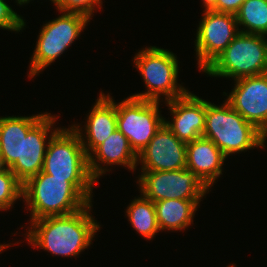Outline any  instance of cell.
<instances>
[{"instance_id": "obj_1", "label": "cell", "mask_w": 267, "mask_h": 267, "mask_svg": "<svg viewBox=\"0 0 267 267\" xmlns=\"http://www.w3.org/2000/svg\"><path fill=\"white\" fill-rule=\"evenodd\" d=\"M92 202L84 208L67 215L48 216L30 221L25 235L28 244L50 254L79 257L91 246L101 225L90 212Z\"/></svg>"}, {"instance_id": "obj_2", "label": "cell", "mask_w": 267, "mask_h": 267, "mask_svg": "<svg viewBox=\"0 0 267 267\" xmlns=\"http://www.w3.org/2000/svg\"><path fill=\"white\" fill-rule=\"evenodd\" d=\"M42 172L52 178L71 182L90 202L93 186L98 183L91 175L88 155L73 128H61L49 139Z\"/></svg>"}, {"instance_id": "obj_3", "label": "cell", "mask_w": 267, "mask_h": 267, "mask_svg": "<svg viewBox=\"0 0 267 267\" xmlns=\"http://www.w3.org/2000/svg\"><path fill=\"white\" fill-rule=\"evenodd\" d=\"M223 102L220 106L206 101L203 137L212 140L226 157L255 147L264 149L267 137Z\"/></svg>"}, {"instance_id": "obj_4", "label": "cell", "mask_w": 267, "mask_h": 267, "mask_svg": "<svg viewBox=\"0 0 267 267\" xmlns=\"http://www.w3.org/2000/svg\"><path fill=\"white\" fill-rule=\"evenodd\" d=\"M22 201L30 210V221L74 213L91 202L69 181L40 172L22 189Z\"/></svg>"}, {"instance_id": "obj_5", "label": "cell", "mask_w": 267, "mask_h": 267, "mask_svg": "<svg viewBox=\"0 0 267 267\" xmlns=\"http://www.w3.org/2000/svg\"><path fill=\"white\" fill-rule=\"evenodd\" d=\"M146 47L139 50L132 61L140 72L147 91L135 93L131 97L157 102H163L164 99L165 103L188 93L189 90L178 83L177 55L161 47Z\"/></svg>"}, {"instance_id": "obj_6", "label": "cell", "mask_w": 267, "mask_h": 267, "mask_svg": "<svg viewBox=\"0 0 267 267\" xmlns=\"http://www.w3.org/2000/svg\"><path fill=\"white\" fill-rule=\"evenodd\" d=\"M266 38L265 35L239 32L203 72L210 77L232 80L266 74Z\"/></svg>"}, {"instance_id": "obj_7", "label": "cell", "mask_w": 267, "mask_h": 267, "mask_svg": "<svg viewBox=\"0 0 267 267\" xmlns=\"http://www.w3.org/2000/svg\"><path fill=\"white\" fill-rule=\"evenodd\" d=\"M60 12L61 16L48 21L40 29L36 47L30 58L28 77L39 75L78 39L90 18L81 13Z\"/></svg>"}, {"instance_id": "obj_8", "label": "cell", "mask_w": 267, "mask_h": 267, "mask_svg": "<svg viewBox=\"0 0 267 267\" xmlns=\"http://www.w3.org/2000/svg\"><path fill=\"white\" fill-rule=\"evenodd\" d=\"M160 102L128 96L117 102V129L138 155L165 122Z\"/></svg>"}, {"instance_id": "obj_9", "label": "cell", "mask_w": 267, "mask_h": 267, "mask_svg": "<svg viewBox=\"0 0 267 267\" xmlns=\"http://www.w3.org/2000/svg\"><path fill=\"white\" fill-rule=\"evenodd\" d=\"M139 191L152 202L167 199L201 200L211 191L187 168L175 171H141Z\"/></svg>"}, {"instance_id": "obj_10", "label": "cell", "mask_w": 267, "mask_h": 267, "mask_svg": "<svg viewBox=\"0 0 267 267\" xmlns=\"http://www.w3.org/2000/svg\"><path fill=\"white\" fill-rule=\"evenodd\" d=\"M196 31L194 48L200 72H203L240 32L236 15L213 10H203Z\"/></svg>"}, {"instance_id": "obj_11", "label": "cell", "mask_w": 267, "mask_h": 267, "mask_svg": "<svg viewBox=\"0 0 267 267\" xmlns=\"http://www.w3.org/2000/svg\"><path fill=\"white\" fill-rule=\"evenodd\" d=\"M232 91L223 92L232 108L267 137V73L234 80Z\"/></svg>"}, {"instance_id": "obj_12", "label": "cell", "mask_w": 267, "mask_h": 267, "mask_svg": "<svg viewBox=\"0 0 267 267\" xmlns=\"http://www.w3.org/2000/svg\"><path fill=\"white\" fill-rule=\"evenodd\" d=\"M58 116L46 112L22 138L20 159L9 168L22 184L42 171L49 139L60 129L54 126Z\"/></svg>"}, {"instance_id": "obj_13", "label": "cell", "mask_w": 267, "mask_h": 267, "mask_svg": "<svg viewBox=\"0 0 267 267\" xmlns=\"http://www.w3.org/2000/svg\"><path fill=\"white\" fill-rule=\"evenodd\" d=\"M186 143L164 123L138 154L141 171H175L186 168Z\"/></svg>"}, {"instance_id": "obj_14", "label": "cell", "mask_w": 267, "mask_h": 267, "mask_svg": "<svg viewBox=\"0 0 267 267\" xmlns=\"http://www.w3.org/2000/svg\"><path fill=\"white\" fill-rule=\"evenodd\" d=\"M172 115L166 126L185 143L203 136L206 118V100L192 92L165 103Z\"/></svg>"}, {"instance_id": "obj_15", "label": "cell", "mask_w": 267, "mask_h": 267, "mask_svg": "<svg viewBox=\"0 0 267 267\" xmlns=\"http://www.w3.org/2000/svg\"><path fill=\"white\" fill-rule=\"evenodd\" d=\"M98 96L88 113L84 127L76 123L71 125L79 135L87 155L117 129V102L109 93L106 95L103 91Z\"/></svg>"}, {"instance_id": "obj_16", "label": "cell", "mask_w": 267, "mask_h": 267, "mask_svg": "<svg viewBox=\"0 0 267 267\" xmlns=\"http://www.w3.org/2000/svg\"><path fill=\"white\" fill-rule=\"evenodd\" d=\"M137 162L138 155L131 148L128 139L118 129L88 155L89 170L96 181H99L98 179L106 172L111 171V168H107L108 166H123L133 172L137 170Z\"/></svg>"}, {"instance_id": "obj_17", "label": "cell", "mask_w": 267, "mask_h": 267, "mask_svg": "<svg viewBox=\"0 0 267 267\" xmlns=\"http://www.w3.org/2000/svg\"><path fill=\"white\" fill-rule=\"evenodd\" d=\"M186 168L194 173L209 189L223 175L227 158L216 144L205 137L186 143Z\"/></svg>"}, {"instance_id": "obj_18", "label": "cell", "mask_w": 267, "mask_h": 267, "mask_svg": "<svg viewBox=\"0 0 267 267\" xmlns=\"http://www.w3.org/2000/svg\"><path fill=\"white\" fill-rule=\"evenodd\" d=\"M45 114L0 117V154L8 168L20 159L22 138Z\"/></svg>"}, {"instance_id": "obj_19", "label": "cell", "mask_w": 267, "mask_h": 267, "mask_svg": "<svg viewBox=\"0 0 267 267\" xmlns=\"http://www.w3.org/2000/svg\"><path fill=\"white\" fill-rule=\"evenodd\" d=\"M202 200L167 199L154 202L160 231L185 230L193 224V217Z\"/></svg>"}, {"instance_id": "obj_20", "label": "cell", "mask_w": 267, "mask_h": 267, "mask_svg": "<svg viewBox=\"0 0 267 267\" xmlns=\"http://www.w3.org/2000/svg\"><path fill=\"white\" fill-rule=\"evenodd\" d=\"M125 212L132 228L146 240H152L160 232L154 202L141 192L140 197H135L129 203Z\"/></svg>"}, {"instance_id": "obj_21", "label": "cell", "mask_w": 267, "mask_h": 267, "mask_svg": "<svg viewBox=\"0 0 267 267\" xmlns=\"http://www.w3.org/2000/svg\"><path fill=\"white\" fill-rule=\"evenodd\" d=\"M236 20L240 32L267 36V0H246Z\"/></svg>"}, {"instance_id": "obj_22", "label": "cell", "mask_w": 267, "mask_h": 267, "mask_svg": "<svg viewBox=\"0 0 267 267\" xmlns=\"http://www.w3.org/2000/svg\"><path fill=\"white\" fill-rule=\"evenodd\" d=\"M22 189L23 184L9 168L0 172V211L10 210L17 200L21 201Z\"/></svg>"}, {"instance_id": "obj_23", "label": "cell", "mask_w": 267, "mask_h": 267, "mask_svg": "<svg viewBox=\"0 0 267 267\" xmlns=\"http://www.w3.org/2000/svg\"><path fill=\"white\" fill-rule=\"evenodd\" d=\"M102 0H56L55 7L58 11L75 12L93 17L95 10L102 9Z\"/></svg>"}, {"instance_id": "obj_24", "label": "cell", "mask_w": 267, "mask_h": 267, "mask_svg": "<svg viewBox=\"0 0 267 267\" xmlns=\"http://www.w3.org/2000/svg\"><path fill=\"white\" fill-rule=\"evenodd\" d=\"M26 27L25 19L18 15L5 0H0V29L20 32Z\"/></svg>"}, {"instance_id": "obj_25", "label": "cell", "mask_w": 267, "mask_h": 267, "mask_svg": "<svg viewBox=\"0 0 267 267\" xmlns=\"http://www.w3.org/2000/svg\"><path fill=\"white\" fill-rule=\"evenodd\" d=\"M245 1L246 0H216V6L212 10L236 15Z\"/></svg>"}, {"instance_id": "obj_26", "label": "cell", "mask_w": 267, "mask_h": 267, "mask_svg": "<svg viewBox=\"0 0 267 267\" xmlns=\"http://www.w3.org/2000/svg\"><path fill=\"white\" fill-rule=\"evenodd\" d=\"M203 1L202 5L204 6V11L212 10L216 6V0H201Z\"/></svg>"}, {"instance_id": "obj_27", "label": "cell", "mask_w": 267, "mask_h": 267, "mask_svg": "<svg viewBox=\"0 0 267 267\" xmlns=\"http://www.w3.org/2000/svg\"><path fill=\"white\" fill-rule=\"evenodd\" d=\"M30 1H32V0H15L17 5H19V6L28 4ZM50 1L55 5L56 0H50Z\"/></svg>"}, {"instance_id": "obj_28", "label": "cell", "mask_w": 267, "mask_h": 267, "mask_svg": "<svg viewBox=\"0 0 267 267\" xmlns=\"http://www.w3.org/2000/svg\"><path fill=\"white\" fill-rule=\"evenodd\" d=\"M8 167L6 166L2 155L0 154V172L6 171Z\"/></svg>"}, {"instance_id": "obj_29", "label": "cell", "mask_w": 267, "mask_h": 267, "mask_svg": "<svg viewBox=\"0 0 267 267\" xmlns=\"http://www.w3.org/2000/svg\"><path fill=\"white\" fill-rule=\"evenodd\" d=\"M14 244L16 243H13V244H6V243L1 244L0 243V254L3 252L4 249H7L9 246L14 245Z\"/></svg>"}, {"instance_id": "obj_30", "label": "cell", "mask_w": 267, "mask_h": 267, "mask_svg": "<svg viewBox=\"0 0 267 267\" xmlns=\"http://www.w3.org/2000/svg\"><path fill=\"white\" fill-rule=\"evenodd\" d=\"M227 267H235V264H231V265H229V266H227Z\"/></svg>"}]
</instances>
